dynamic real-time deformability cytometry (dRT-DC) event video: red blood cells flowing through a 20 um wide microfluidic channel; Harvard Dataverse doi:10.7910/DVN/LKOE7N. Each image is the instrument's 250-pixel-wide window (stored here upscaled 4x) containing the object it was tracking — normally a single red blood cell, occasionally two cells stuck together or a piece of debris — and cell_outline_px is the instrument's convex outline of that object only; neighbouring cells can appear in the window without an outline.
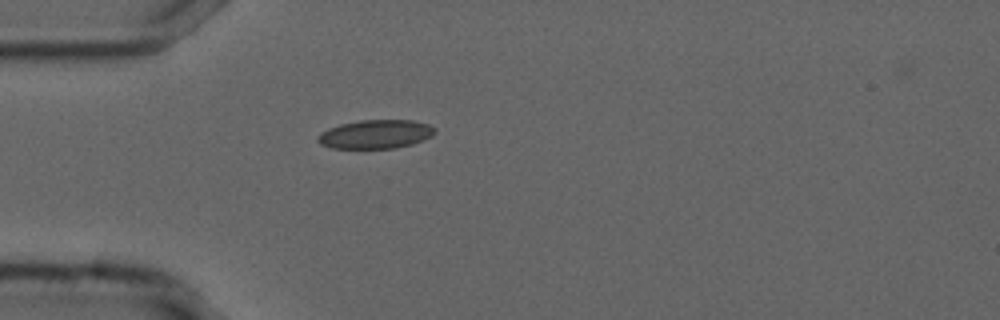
{"species": "common noctule bat (a hibernating species)", "species_latin": "Nyctalus noctula", "temperature_condition": "cold", "stored_images_in_passage": 40, "camera_frame_rate_fps": 3000, "um_per_image_px": 0.085, "animal": {"sex": "male", "forearm_length_mm": 52.5}, "frame": {"image": 1, "passage_image": 1, "time_ms": 0.0, "image_size_px": [1000, 320], "cell_outline_px": [[436, 132], [432, 136], [424, 140], [412, 144], [396, 148], [332, 148], [320, 144], [316, 140], [316, 136], [320, 132], [328, 128], [340, 124], [360, 120], [412, 120], [428, 124], [436, 128]], "centroid_in_image_um": [31.92, 11.4], "position_along_channel_um": 53.1, "area_um2": 19.83}}
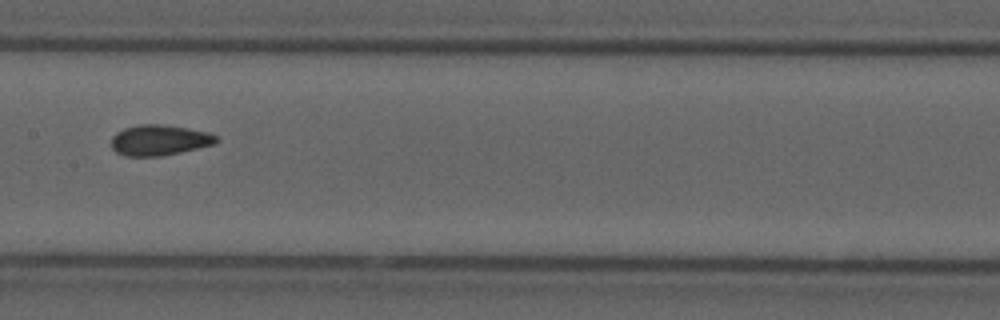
{"frame": {"image": 2, "passage_image": 13, "time_ms": 4.0, "image_size_px": [1000, 320], "cell_outline_px": [[220, 140], [216, 144], [180, 152], [160, 156], [124, 156], [116, 152], [112, 148], [112, 136], [116, 132], [124, 128], [140, 124], [164, 124], [188, 128], [208, 132], [216, 136]], "centroid_in_image_um": [13.55, 11.91], "position_along_channel_um": 193.8, "area_um2": 18.84}}
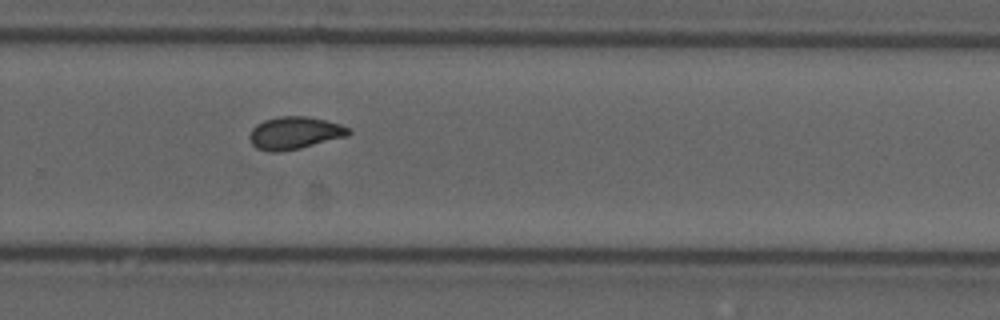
{"frame": {"image": 3, "passage_image": 22, "time_ms": 7.0, "image_size_px": [1000, 320], "cell_outline_px": [[352, 132], [348, 136], [300, 148], [280, 152], [268, 152], [256, 148], [252, 144], [248, 136], [252, 128], [256, 124], [264, 120], [280, 116], [308, 116], [340, 124], [348, 128]], "centroid_in_image_um": [25.02, 11.31], "position_along_channel_um": 304.8, "area_um2": 18.84}, "authors_computed_cell_mechanics": {"area_um2": 18.2359, "velocity_mm_per_s": 3.7118, "shape_relaxation_time_tau1_ms": null, "shape_relaxation_time_tau2_ms": 1.6083, "deformation_change_tau1": null, "deformation_change_tau2": 0.0501}}